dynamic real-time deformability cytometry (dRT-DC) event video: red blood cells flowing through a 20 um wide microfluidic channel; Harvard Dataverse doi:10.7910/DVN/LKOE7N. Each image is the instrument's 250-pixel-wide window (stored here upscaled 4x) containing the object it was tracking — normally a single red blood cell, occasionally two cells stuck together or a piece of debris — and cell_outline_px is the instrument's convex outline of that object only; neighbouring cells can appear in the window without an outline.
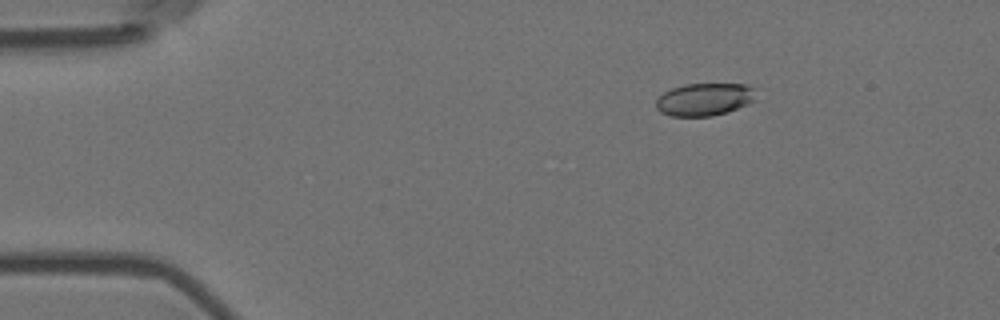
{"species": "Egyptian fruit bat (a non-hibernating species)", "species_latin": "Rousettus aegyptiacus", "temperature_condition": "room temperature", "stored_images_in_passage": 4, "camera_frame_rate_fps": 3000, "um_per_image_px": 0.085, "animal": {"sex": "female"}, "frame": {"image": 1, "passage_image": 3, "time_ms": 0.667, "image_size_px": [1000, 320], "cell_outline_px": [[756, 100], [748, 104], [728, 112], [712, 116], [672, 116], [660, 112], [656, 108], [656, 100], [664, 92], [672, 88], [684, 84], [744, 84], [756, 88]], "centroid_in_image_um": [59.91, 8.44], "position_along_channel_um": 25.1, "area_um2": 19.19}}